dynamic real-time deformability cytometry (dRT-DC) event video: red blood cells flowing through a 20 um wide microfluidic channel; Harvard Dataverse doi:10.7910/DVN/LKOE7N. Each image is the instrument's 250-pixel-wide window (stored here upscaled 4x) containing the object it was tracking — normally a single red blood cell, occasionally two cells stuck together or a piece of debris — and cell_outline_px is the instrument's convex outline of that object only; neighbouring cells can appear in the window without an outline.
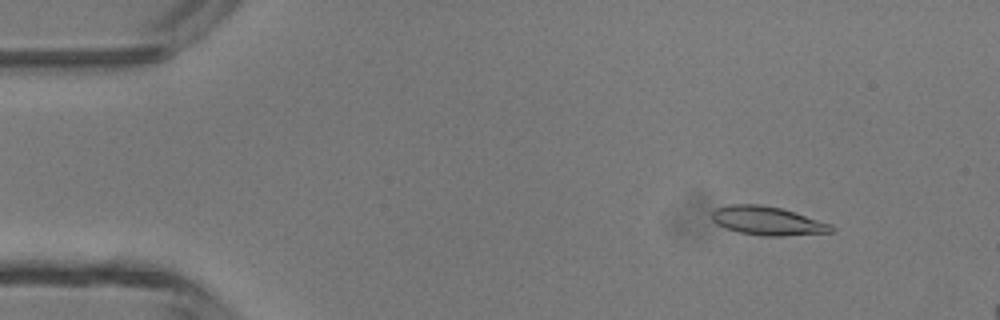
{"species": "common noctule bat (a hibernating species)", "species_latin": "Nyctalus noctula", "temperature_condition": "room temperature", "stored_images_in_passage": 13, "camera_frame_rate_fps": 3000, "um_per_image_px": 0.085, "animal": {"sex": "male", "body_mass_g": 13.3}, "frame": {"image": 1, "passage_image": 6, "time_ms": 1.667, "image_size_px": [1000, 320], "cell_outline_px": [[836, 228], [832, 232], [780, 236], [760, 236], [740, 232], [724, 228], [716, 224], [712, 220], [712, 212], [716, 208], [728, 204], [760, 204], [780, 208], [832, 224]], "centroid_in_image_um": [65.21, 18.77], "position_along_channel_um": 19.8, "area_um2": 20.0}}